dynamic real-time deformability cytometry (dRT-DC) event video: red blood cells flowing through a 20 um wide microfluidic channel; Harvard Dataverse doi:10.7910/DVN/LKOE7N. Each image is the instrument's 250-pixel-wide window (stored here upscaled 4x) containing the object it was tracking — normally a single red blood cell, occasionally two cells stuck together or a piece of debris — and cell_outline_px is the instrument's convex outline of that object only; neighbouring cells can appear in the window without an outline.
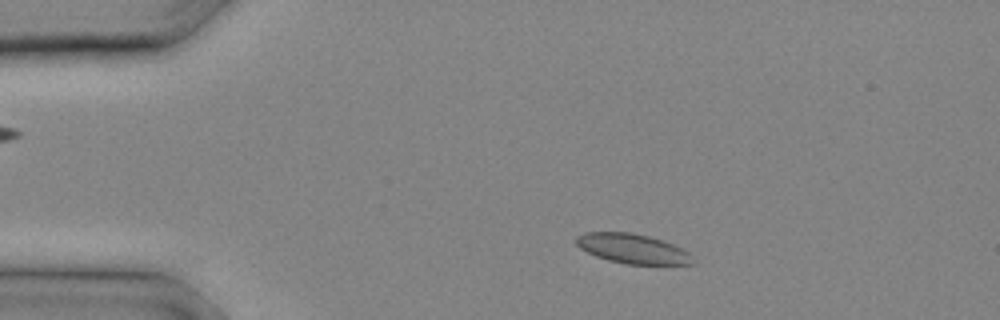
{"species": "common noctule bat (a hibernating species)", "species_latin": "Nyctalus noctula", "temperature_condition": "cold", "stored_images_in_passage": 10, "camera_frame_rate_fps": 3000, "um_per_image_px": 0.085, "animal": {"sex": "male", "body_mass_g": 20.4}, "frame": {"image": 1, "passage_image": 4, "time_ms": 1.0, "image_size_px": [1000, 320], "cell_outline_px": [[676, 264], [636, 264], [616, 260], [600, 256], [584, 248], [580, 244], [600, 232], [616, 232], [640, 236], [656, 240], [672, 248]], "centroid_in_image_um": [53.53, 21.14], "position_along_channel_um": 31.5, "area_um2": 15.32}}
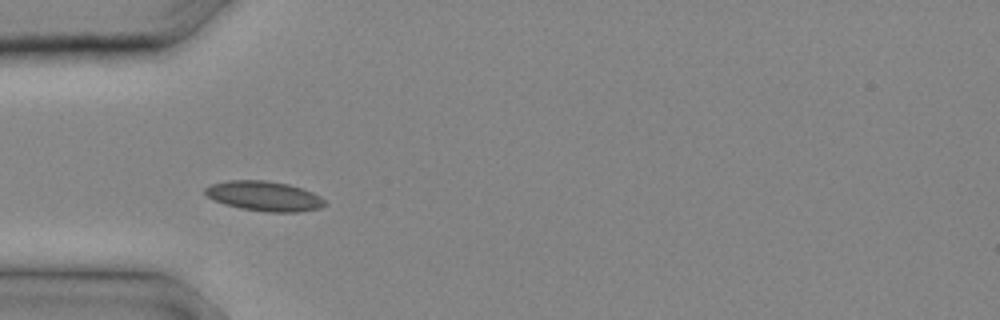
{"frame": {"image": 2, "passage_image": 7, "time_ms": 2.0, "image_size_px": [1000, 320], "cell_outline_px": [[320, 204], [308, 208], [252, 208], [232, 204], [220, 200], [212, 196], [208, 192], [208, 188], [220, 184], [280, 184], [296, 188], [304, 192]], "centroid_in_image_um": [22.32, 16.66], "position_along_channel_um": 62.7, "area_um2": 15.09}}